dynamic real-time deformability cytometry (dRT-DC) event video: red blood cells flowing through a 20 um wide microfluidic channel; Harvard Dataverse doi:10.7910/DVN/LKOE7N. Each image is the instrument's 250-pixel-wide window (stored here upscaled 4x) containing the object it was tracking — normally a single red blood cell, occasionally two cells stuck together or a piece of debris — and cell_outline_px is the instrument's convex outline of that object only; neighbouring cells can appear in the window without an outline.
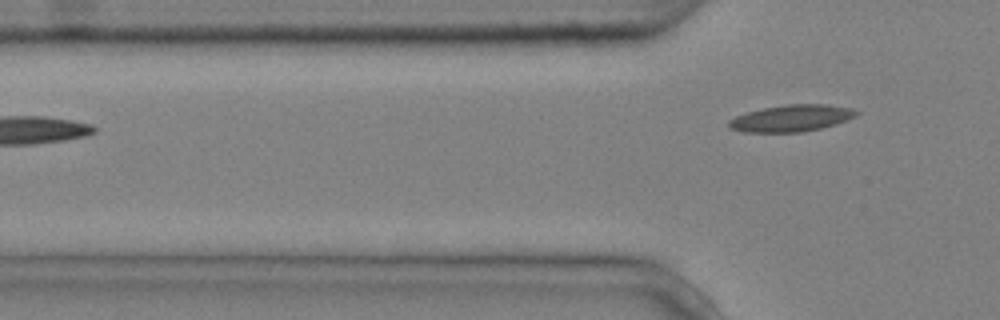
{"species": "common noctule bat (a hibernating species)", "species_latin": "Nyctalus noctula", "temperature_condition": "cold", "stored_images_in_passage": 5, "camera_frame_rate_fps": 3000, "um_per_image_px": 0.085, "animal": {"sex": "male", "body_mass_g": 20.4}, "frame": {"image": 1, "passage_image": 5, "time_ms": 1.333, "image_size_px": [1000, 320], "cell_outline_px": [[860, 112], [856, 116], [836, 124], [804, 132], [744, 132], [732, 128], [728, 124], [728, 120], [736, 116], [748, 112], [764, 108], [788, 104], [828, 104], [852, 108]], "centroid_in_image_um": [67.31, 10.04], "position_along_channel_um": 58.5, "area_um2": 19.77}}